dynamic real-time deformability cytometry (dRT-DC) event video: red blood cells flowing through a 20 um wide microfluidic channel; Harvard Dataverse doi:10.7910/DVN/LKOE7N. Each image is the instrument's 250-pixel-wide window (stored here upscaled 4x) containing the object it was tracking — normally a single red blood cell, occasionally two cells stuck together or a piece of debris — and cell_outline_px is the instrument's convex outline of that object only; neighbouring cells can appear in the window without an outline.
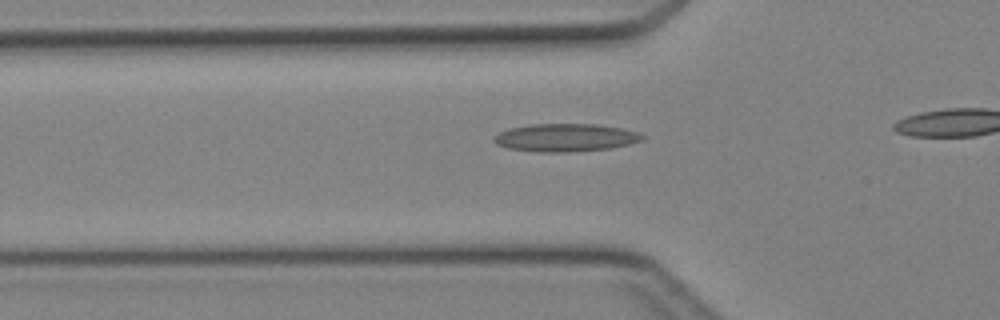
{"species": "Egyptian fruit bat (a non-hibernating species)", "species_latin": "Rousettus aegyptiacus", "temperature_condition": "cold", "stored_images_in_passage": 33, "camera_frame_rate_fps": 3000, "um_per_image_px": 0.085, "animal": {"sex": "female"}, "frame": {"image": 1, "passage_image": 12, "time_ms": 3.667, "image_size_px": [1000, 320], "cell_outline_px": [[644, 140], [628, 144], [608, 148], [568, 152], [536, 152], [508, 148], [496, 144], [492, 140], [492, 136], [508, 128], [528, 124], [600, 124], [620, 128], [636, 132], [644, 136]], "centroid_in_image_um": [48.0, 11.69], "position_along_channel_um": 77.8, "area_um2": 24.16}}
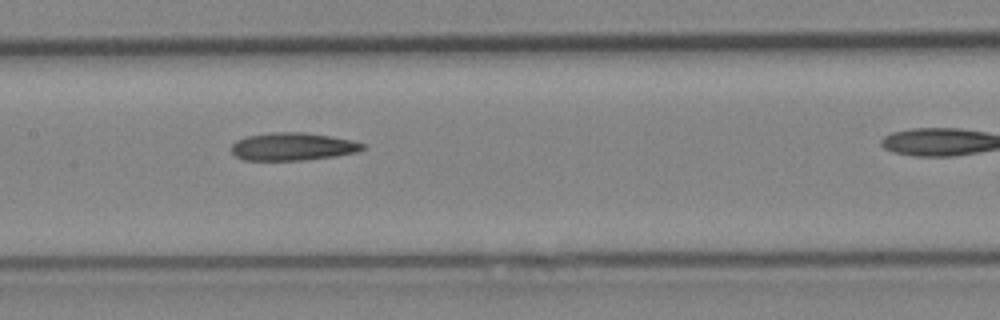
{"frame": {"image": 2, "passage_image": 19, "time_ms": 6.0, "image_size_px": [1000, 320], "cell_outline_px": [[368, 148], [360, 152], [336, 156], [304, 160], [244, 160], [236, 156], [232, 152], [232, 144], [236, 140], [248, 136], [272, 132], [304, 132], [332, 136], [352, 140], [364, 144]], "centroid_in_image_um": [24.94, 12.46], "position_along_channel_um": 182.5, "area_um2": 21.44}}
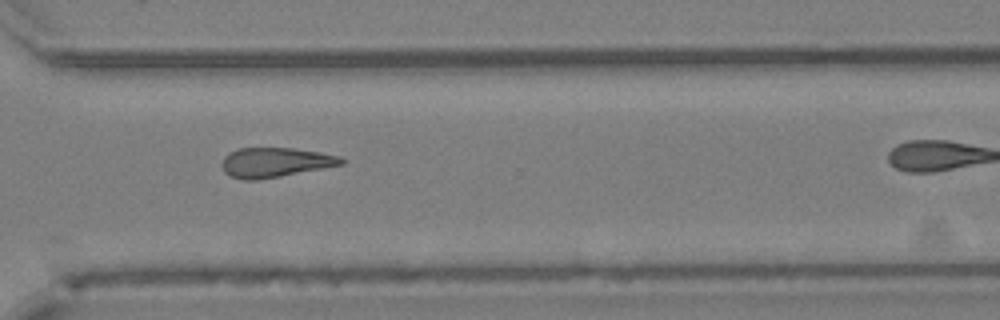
{"frame": {"image": 3, "passage_image": 30, "time_ms": 9.667, "image_size_px": [1000, 320], "cell_outline_px": [[348, 160], [344, 164], [280, 176], [256, 180], [240, 180], [228, 176], [224, 172], [220, 164], [224, 156], [228, 152], [240, 148], [292, 148], [320, 152], [340, 156]], "centroid_in_image_um": [23.36, 13.8], "position_along_channel_um": 347.2, "area_um2": 20.87}}